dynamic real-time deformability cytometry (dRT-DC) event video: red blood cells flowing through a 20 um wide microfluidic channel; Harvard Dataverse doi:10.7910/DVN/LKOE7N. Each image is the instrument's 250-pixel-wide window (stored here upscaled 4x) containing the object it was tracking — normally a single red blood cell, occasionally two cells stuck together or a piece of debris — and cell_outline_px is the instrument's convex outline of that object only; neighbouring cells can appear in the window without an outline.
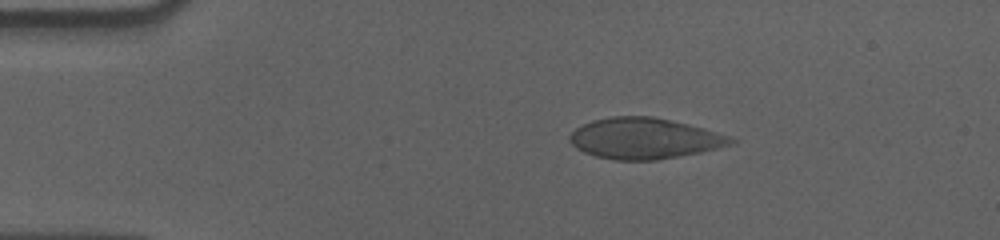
{"species": "human", "species_latin": "Homo sapiens", "temperature_condition": "cold", "stored_images_in_passage": 47, "camera_frame_rate_fps": 3000, "um_per_image_px": 0.085, "donor": {"sex": "male"}, "frame": {"image": 1, "passage_image": 1, "time_ms": 0.0, "image_size_px": [1000, 240], "cell_outline_px": [[740, 140], [736, 144], [700, 152], [656, 160], [616, 160], [596, 156], [584, 152], [576, 148], [568, 140], [568, 136], [576, 128], [592, 120], [612, 116], [652, 116], [704, 128]], "centroid_in_image_um": [54.78, 11.77], "position_along_channel_um": 30.2, "area_um2": 38.38}}
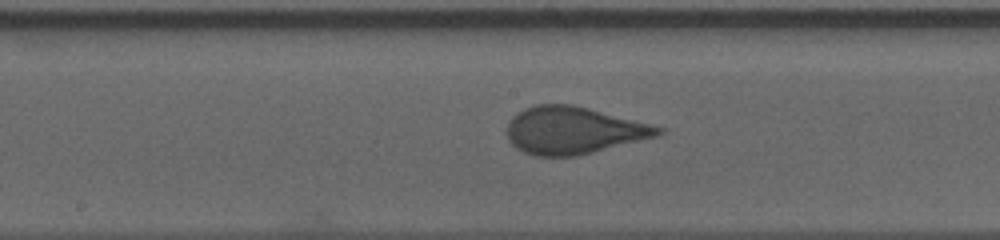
{"frame": {"image": 2, "passage_image": 20, "time_ms": 6.333, "image_size_px": [1000, 240], "cell_outline_px": [[664, 132], [656, 136], [576, 156], [536, 156], [524, 152], [516, 148], [508, 140], [508, 124], [512, 116], [524, 108], [536, 104], [572, 104], [588, 108], [664, 128]], "centroid_in_image_um": [48.69, 11.08], "position_along_channel_um": 199.5, "area_um2": 41.1}}
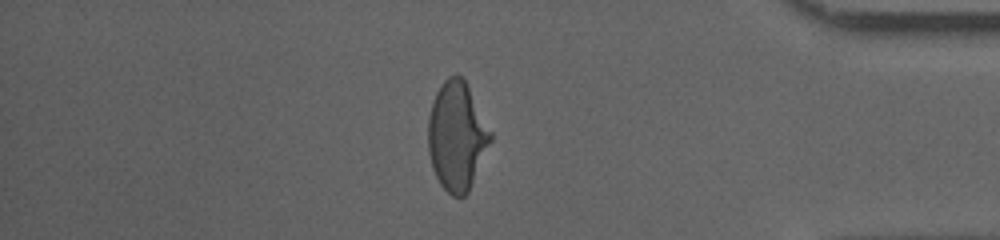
{"frame": {"image": 3, "passage_image": 39, "time_ms": 12.667, "image_size_px": [1000, 240], "cell_outline_px": [[492, 140], [468, 192], [464, 196], [452, 196], [440, 184], [432, 168], [428, 152], [428, 116], [432, 100], [440, 84], [448, 76], [456, 72], [464, 80], [492, 132]], "centroid_in_image_um": [38.81, 11.55], "position_along_channel_um": 396.4, "area_um2": 39.48}, "authors_computed_cell_mechanics": {"area_um2": 40.9224, "velocity_mm_per_s": 3.5736, "shape_relaxation_time_tau1_ms": 5.199, "shape_relaxation_time_tau2_ms": null, "deformation_change_tau1": 0.1531, "deformation_change_tau2": null}}